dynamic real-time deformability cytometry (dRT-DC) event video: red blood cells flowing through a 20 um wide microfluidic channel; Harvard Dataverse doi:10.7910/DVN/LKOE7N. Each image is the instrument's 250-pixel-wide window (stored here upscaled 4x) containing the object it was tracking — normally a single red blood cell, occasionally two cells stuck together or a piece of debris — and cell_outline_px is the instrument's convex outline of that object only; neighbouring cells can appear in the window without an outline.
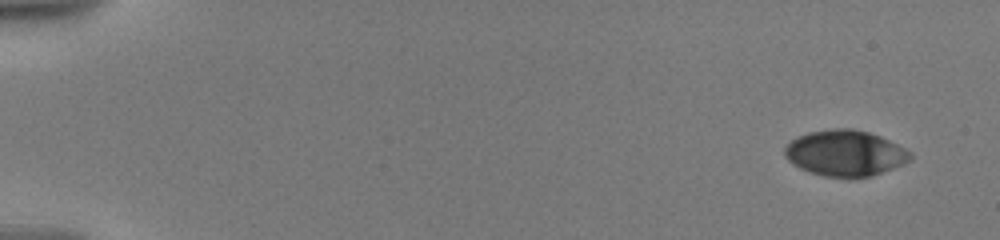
{"species": "human", "species_latin": "Homo sapiens", "temperature_condition": "warm", "stored_images_in_passage": 14, "camera_frame_rate_fps": 3000, "um_per_image_px": 0.085, "donor": {"sex": "male"}, "frame": {"image": 1, "passage_image": 1, "time_ms": 0.0, "image_size_px": [1000, 240], "cell_outline_px": [[912, 160], [904, 164], [872, 176], [852, 180], [848, 180], [824, 176], [800, 168], [792, 164], [784, 156], [784, 148], [796, 136], [808, 132], [832, 128], [852, 128], [868, 132], [880, 136], [912, 152]], "centroid_in_image_um": [71.84, 13.04], "position_along_channel_um": 13.2, "area_um2": 34.22}}
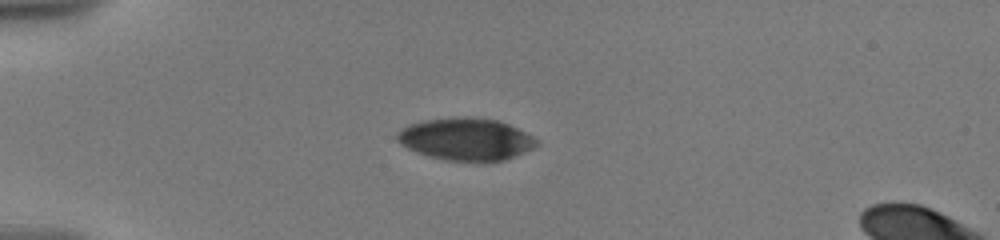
{"frame": {"image": 2, "passage_image": 10, "time_ms": 4.333, "image_size_px": [1000, 240], "cell_outline_px": [[540, 144], [524, 152], [504, 160], [484, 164], [476, 164], [444, 160], [428, 156], [416, 152], [400, 144], [396, 140], [396, 132], [412, 124], [424, 120], [464, 116], [496, 120], [508, 124], [540, 140]], "centroid_in_image_um": [39.62, 11.87], "position_along_channel_um": 45.4, "area_um2": 34.97}}
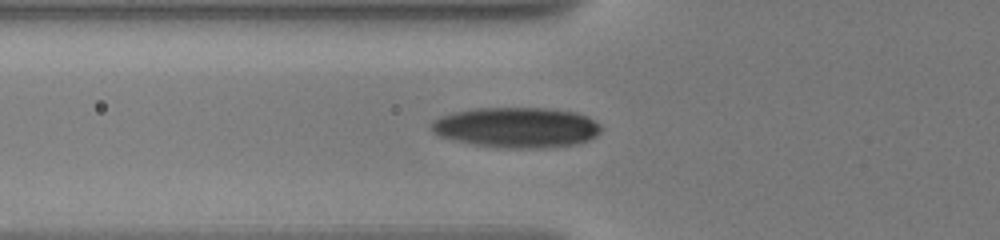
{"frame": {"image": 3, "passage_image": 14, "time_ms": 6.333, "image_size_px": [1000, 240], "cell_outline_px": [[600, 132], [596, 136], [588, 140], [576, 144], [544, 148], [508, 148], [476, 144], [456, 140], [440, 136], [432, 132], [428, 128], [428, 124], [432, 120], [440, 116], [452, 112], [476, 108], [548, 108], [576, 112], [588, 116], [600, 124]], "centroid_in_image_um": [43.89, 10.82], "position_along_channel_um": 81.9, "area_um2": 40.11}}